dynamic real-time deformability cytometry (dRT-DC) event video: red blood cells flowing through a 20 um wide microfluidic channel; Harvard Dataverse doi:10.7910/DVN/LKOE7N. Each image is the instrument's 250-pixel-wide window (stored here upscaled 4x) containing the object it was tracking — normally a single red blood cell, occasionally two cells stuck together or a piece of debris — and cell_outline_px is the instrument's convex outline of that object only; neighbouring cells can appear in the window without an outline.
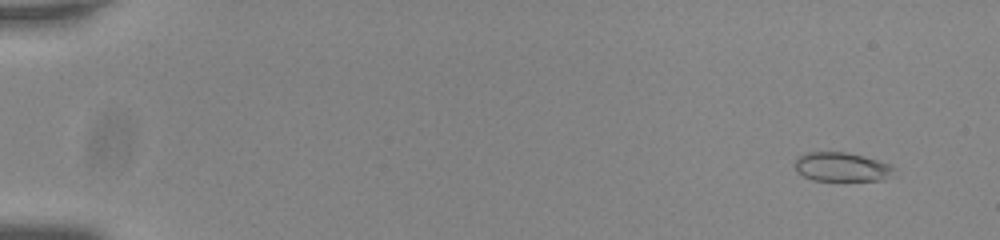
{"species": "common noctule bat (a hibernating species)", "species_latin": "Nyctalus noctula", "temperature_condition": "room temperature", "stored_images_in_passage": 54, "camera_frame_rate_fps": 3000, "um_per_image_px": 0.085, "animal": {"sex": "male", "body_mass_g": 20.0, "forearm_length_mm": 53.3}, "frame": {"image": 1, "passage_image": 2, "time_ms": 0.333, "image_size_px": [1000, 240], "cell_outline_px": [[896, 168], [884, 180], [812, 180], [804, 176], [796, 168], [796, 156], [808, 152], [848, 152], [864, 156], [888, 164]], "centroid_in_image_um": [71.53, 14.18], "position_along_channel_um": 13.5, "area_um2": 16.53}}
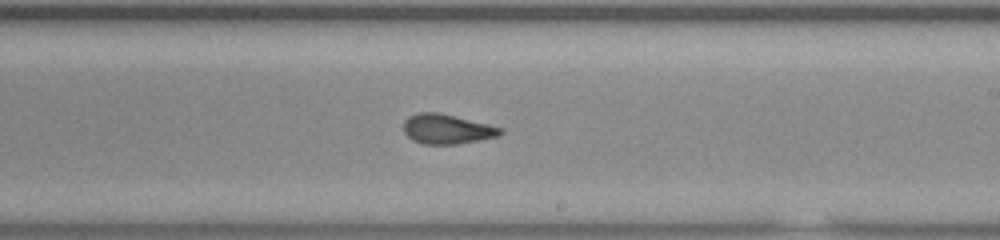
{"frame": {"image": 2, "passage_image": 33, "time_ms": 10.667, "image_size_px": [1000, 240], "cell_outline_px": [[504, 132], [496, 136], [456, 144], [424, 144], [412, 140], [404, 132], [404, 120], [408, 116], [416, 112], [440, 112], [504, 128]], "centroid_in_image_um": [37.96, 10.95], "position_along_channel_um": 251.0, "area_um2": 16.76}}
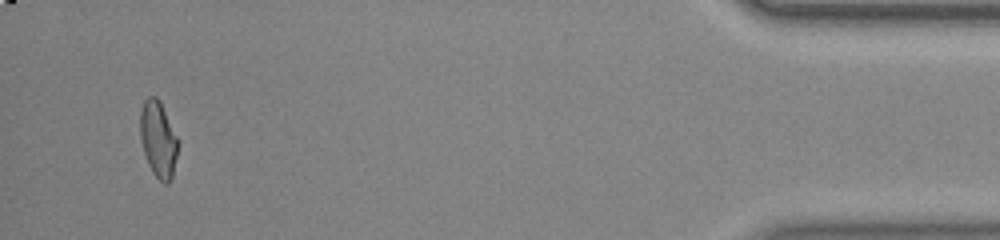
{"frame": {"image": 3, "passage_image": 52, "time_ms": 17.0, "image_size_px": [1000, 240], "cell_outline_px": [[180, 140], [172, 180], [168, 184], [164, 184], [152, 172], [148, 164], [140, 140], [140, 112], [144, 100], [148, 96], [156, 96], [160, 100]], "centroid_in_image_um": [13.48, 11.83], "position_along_channel_um": 421.7, "area_um2": 17.28}, "authors_computed_cell_mechanics": {"area_um2": 17.051, "velocity_mm_per_s": 3.7635, "shape_relaxation_time_tau1_ms": 4.617, "shape_relaxation_time_tau2_ms": 1.1547, "deformation_change_tau1": 0.1483, "deformation_change_tau2": 0.0677}}